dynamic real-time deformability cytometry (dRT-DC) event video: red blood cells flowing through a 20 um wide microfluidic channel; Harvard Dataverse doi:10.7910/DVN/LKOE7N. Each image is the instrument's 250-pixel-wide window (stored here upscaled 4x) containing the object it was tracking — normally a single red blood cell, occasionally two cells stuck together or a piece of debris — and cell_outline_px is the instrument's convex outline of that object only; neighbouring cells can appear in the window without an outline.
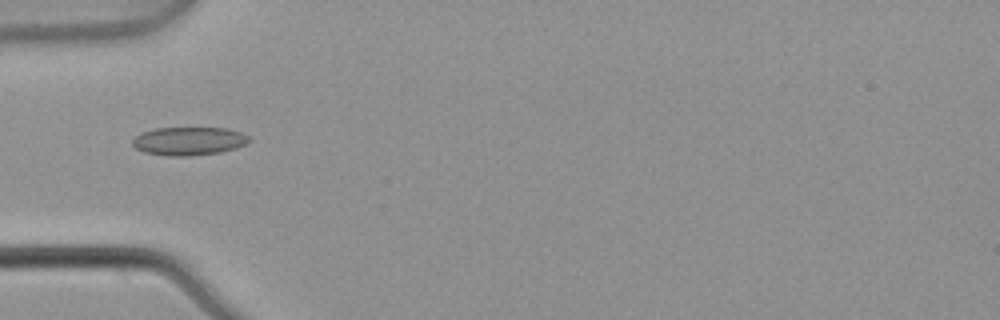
{"species": "common noctule bat (a hibernating species)", "species_latin": "Nyctalus noctula", "temperature_condition": "warm", "stored_images_in_passage": 8, "camera_frame_rate_fps": 3000, "um_per_image_px": 0.085, "animal": {"sex": "male", "body_mass_g": 21.5, "forearm_length_mm": 52.0}, "frame": {"image": 1, "passage_image": 5, "time_ms": 1.333, "image_size_px": [1000, 320], "cell_outline_px": [[252, 140], [236, 148], [220, 152], [188, 156], [164, 156], [144, 152], [136, 148], [132, 144], [132, 140], [140, 132], [156, 128], [228, 128], [252, 136]], "centroid_in_image_um": [16.06, 11.99], "position_along_channel_um": 68.9, "area_um2": 19.42}}
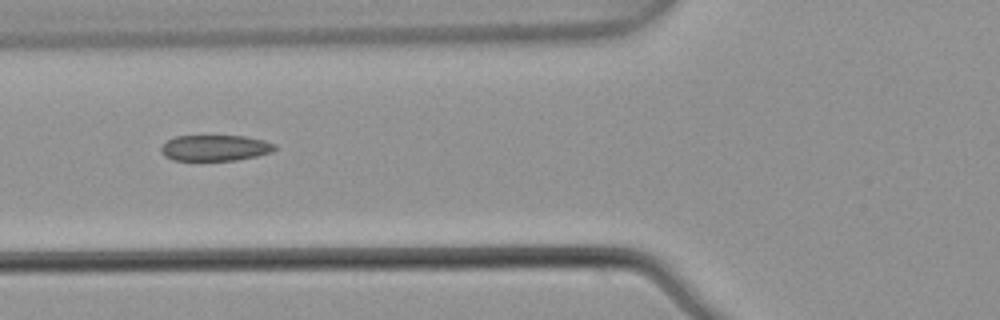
{"frame": {"image": 2, "passage_image": 6, "time_ms": 1.667, "image_size_px": [1000, 320], "cell_outline_px": [[276, 148], [272, 152], [256, 156], [236, 160], [172, 160], [164, 156], [160, 152], [160, 148], [168, 140], [176, 136], [244, 136], [264, 140], [276, 144]], "centroid_in_image_um": [18.28, 12.57], "position_along_channel_um": 107.5, "area_um2": 17.17}}
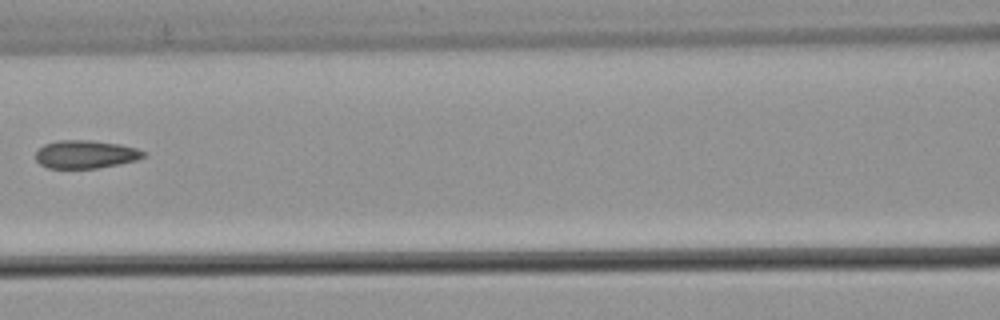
{"frame": {"image": 3, "passage_image": 7, "time_ms": 2.0, "image_size_px": [1000, 320], "cell_outline_px": [[144, 156], [136, 160], [120, 164], [96, 168], [48, 168], [40, 164], [36, 160], [36, 152], [44, 144], [56, 140], [92, 140], [120, 144], [136, 148], [144, 152]], "centroid_in_image_um": [7.25, 13.11], "position_along_channel_um": 159.3, "area_um2": 17.63}}